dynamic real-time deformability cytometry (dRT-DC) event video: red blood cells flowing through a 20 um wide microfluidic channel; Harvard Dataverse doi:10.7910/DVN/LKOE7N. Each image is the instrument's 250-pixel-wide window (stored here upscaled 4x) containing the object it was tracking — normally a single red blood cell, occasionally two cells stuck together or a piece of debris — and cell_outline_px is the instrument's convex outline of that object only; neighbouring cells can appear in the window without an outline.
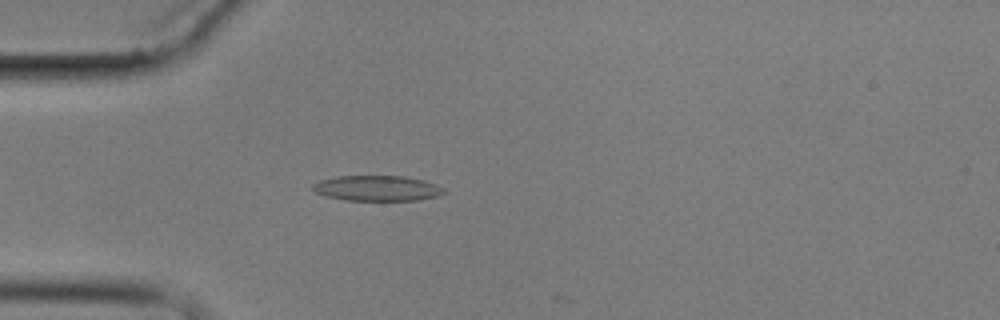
{"species": "common noctule bat (a hibernating species)", "species_latin": "Nyctalus noctula", "temperature_condition": "cold", "stored_images_in_passage": 6, "camera_frame_rate_fps": 3000, "um_per_image_px": 0.085, "animal": {"sex": "male", "body_mass_g": 17.9}, "frame": {"image": 1, "passage_image": 5, "time_ms": 4.667, "image_size_px": [1000, 320], "cell_outline_px": [[448, 192], [436, 196], [420, 200], [348, 200], [324, 196], [316, 192], [312, 188], [312, 184], [320, 180], [336, 176], [404, 176], [424, 180], [436, 184], [444, 188]], "centroid_in_image_um": [32.08, 15.99], "position_along_channel_um": 52.9, "area_um2": 19.48}}